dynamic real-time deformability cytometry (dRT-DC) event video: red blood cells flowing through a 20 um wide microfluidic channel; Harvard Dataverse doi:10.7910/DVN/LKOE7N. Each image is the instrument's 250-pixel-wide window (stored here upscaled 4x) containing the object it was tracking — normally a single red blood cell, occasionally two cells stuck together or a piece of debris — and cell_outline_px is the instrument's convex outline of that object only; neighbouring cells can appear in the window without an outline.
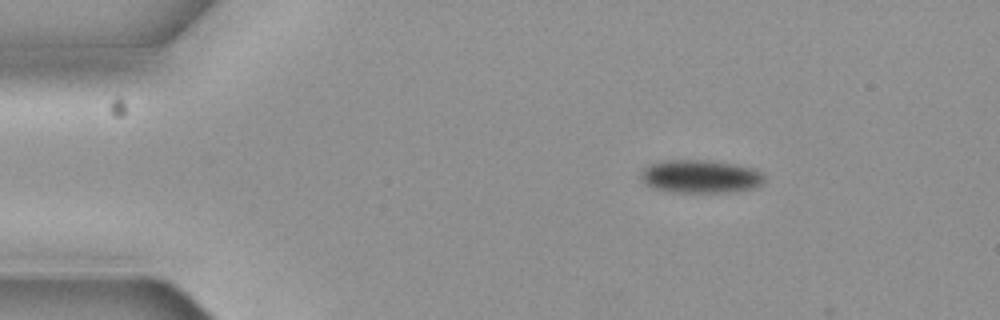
{"species": "common noctule bat (a hibernating species)", "species_latin": "Nyctalus noctula", "temperature_condition": "cold", "stored_images_in_passage": 4, "camera_frame_rate_fps": 3000, "um_per_image_px": 0.085, "animal": {"sex": "female", "body_mass_g": 19.3, "forearm_length_mm": 54.1}, "frame": {"image": 1, "passage_image": 2, "time_ms": 0.333, "image_size_px": [1000, 320], "cell_outline_px": [[764, 180], [756, 188], [736, 192], [676, 192], [652, 188], [644, 184], [640, 176], [640, 172], [644, 168], [660, 160], [712, 160], [740, 164], [756, 168], [764, 172]], "centroid_in_image_um": [59.59, 14.99], "position_along_channel_um": 25.4, "area_um2": 24.45}}